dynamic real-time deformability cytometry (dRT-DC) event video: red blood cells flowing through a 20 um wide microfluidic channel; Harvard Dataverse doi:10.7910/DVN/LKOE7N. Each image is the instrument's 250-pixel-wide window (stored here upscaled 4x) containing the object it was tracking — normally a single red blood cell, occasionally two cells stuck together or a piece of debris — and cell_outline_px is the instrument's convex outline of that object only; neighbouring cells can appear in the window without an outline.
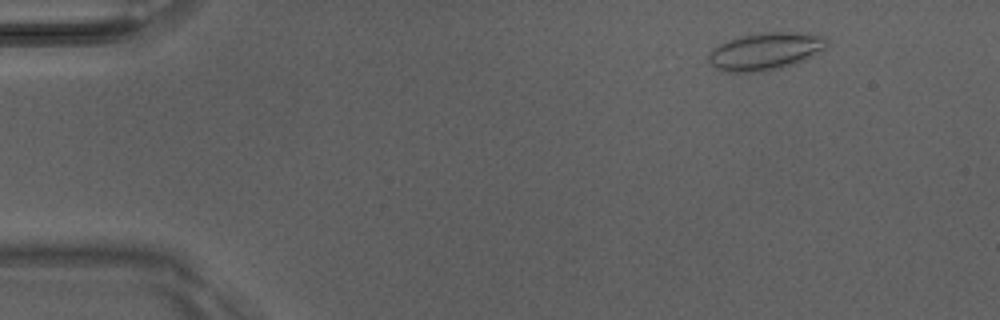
{"species": "Egyptian fruit bat (a non-hibernating species)", "species_latin": "Rousettus aegyptiacus", "temperature_condition": "room temperature", "stored_images_in_passage": 6, "camera_frame_rate_fps": 3000, "um_per_image_px": 0.085, "animal": {"sex": "male"}, "frame": {"image": 1, "passage_image": 2, "time_ms": 0.333, "image_size_px": [1000, 320], "cell_outline_px": [[828, 44], [820, 52], [796, 64], [780, 68], [760, 72], [724, 72], [716, 68], [708, 60], [708, 56], [712, 48], [728, 40], [740, 36], [760, 32], [804, 32], [828, 36]], "centroid_in_image_um": [65.1, 4.35], "position_along_channel_um": 19.9, "area_um2": 26.18}}